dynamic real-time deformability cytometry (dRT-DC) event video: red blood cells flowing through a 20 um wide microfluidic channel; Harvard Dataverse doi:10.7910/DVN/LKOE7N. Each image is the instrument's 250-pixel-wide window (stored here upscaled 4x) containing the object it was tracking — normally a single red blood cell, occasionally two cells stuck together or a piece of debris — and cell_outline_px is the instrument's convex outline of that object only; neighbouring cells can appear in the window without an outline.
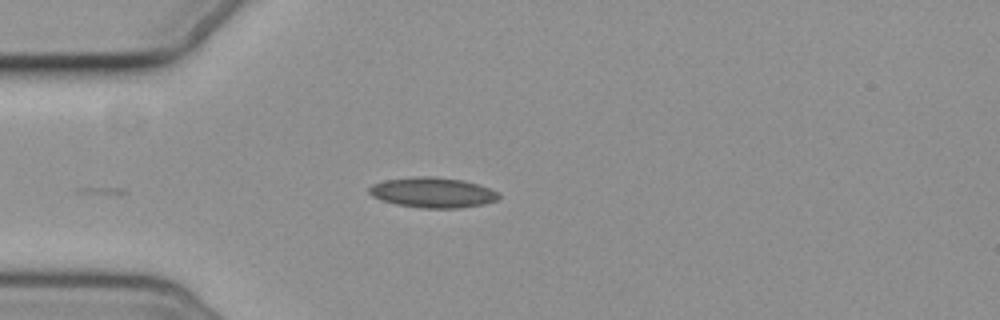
{"species": "common noctule bat (a hibernating species)", "species_latin": "Nyctalus noctula", "temperature_condition": "cold", "stored_images_in_passage": 4, "camera_frame_rate_fps": 3000, "um_per_image_px": 0.085, "animal": {"sex": "female", "body_mass_g": 19.3, "forearm_length_mm": 54.1}, "frame": {"image": 1, "passage_image": 4, "time_ms": 3.667, "image_size_px": [1000, 320], "cell_outline_px": [[500, 196], [496, 200], [484, 204], [460, 208], [420, 208], [396, 204], [380, 200], [372, 196], [368, 192], [368, 188], [372, 184], [384, 180], [412, 176], [432, 176], [464, 180], [488, 188], [496, 192]], "centroid_in_image_um": [36.72, 16.36], "position_along_channel_um": 48.3, "area_um2": 22.95}}